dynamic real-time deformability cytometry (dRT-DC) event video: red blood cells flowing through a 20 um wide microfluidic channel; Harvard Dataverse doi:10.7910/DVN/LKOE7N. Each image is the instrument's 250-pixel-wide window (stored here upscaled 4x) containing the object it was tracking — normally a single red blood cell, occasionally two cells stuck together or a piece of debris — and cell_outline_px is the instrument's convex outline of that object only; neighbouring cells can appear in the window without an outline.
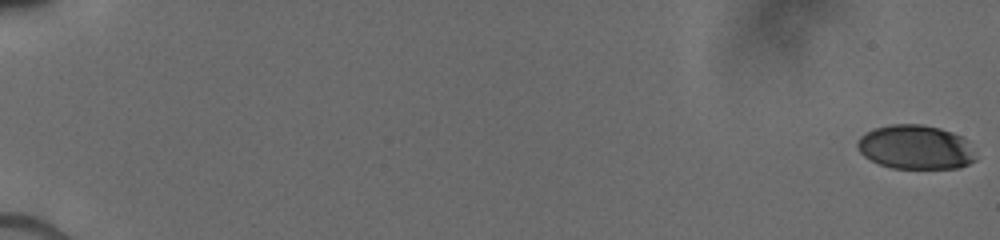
{"species": "human", "species_latin": "Homo sapiens", "temperature_condition": "cold", "stored_images_in_passage": 38, "camera_frame_rate_fps": 3000, "um_per_image_px": 0.085, "donor": {"sex": "male"}, "frame": {"image": 1, "passage_image": 1, "time_ms": 0.0, "image_size_px": [1000, 240], "cell_outline_px": [[976, 160], [968, 164], [956, 168], [892, 168], [880, 164], [864, 156], [860, 152], [856, 144], [856, 140], [860, 136], [876, 128], [892, 124], [920, 124], [940, 128], [952, 132], [960, 136], [964, 140], [976, 156]], "centroid_in_image_um": [77.79, 12.51], "position_along_channel_um": 7.2, "area_um2": 30.11}}
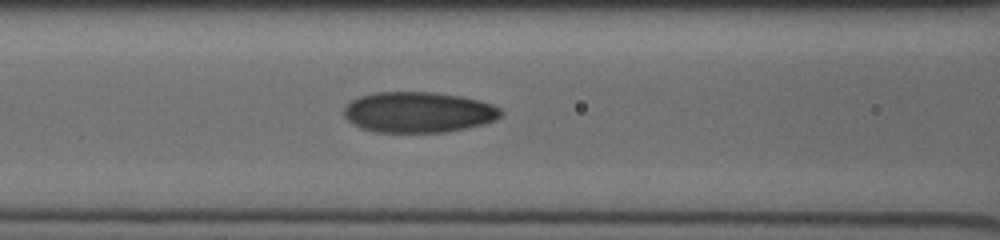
{"frame": {"image": 2, "passage_image": 32, "time_ms": 8.333, "image_size_px": [1000, 240], "cell_outline_px": [[504, 112], [496, 120], [484, 124], [444, 132], [376, 132], [360, 128], [352, 124], [344, 116], [344, 108], [352, 100], [360, 96], [376, 92], [436, 92], [460, 96], [480, 100], [492, 104], [500, 108]], "centroid_in_image_um": [35.57, 9.53], "position_along_channel_um": 131.0, "area_um2": 37.34}}
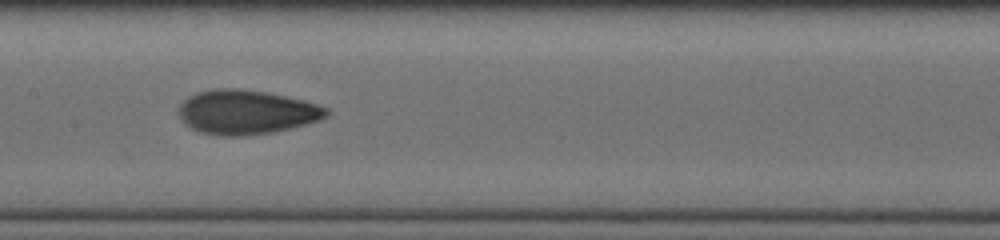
{"frame": {"image": 3, "passage_image": 37, "time_ms": 9.667, "image_size_px": [1000, 240], "cell_outline_px": [[332, 112], [328, 116], [320, 120], [272, 132], [244, 136], [216, 136], [200, 132], [184, 124], [176, 112], [176, 108], [188, 96], [196, 92], [212, 88], [236, 88], [268, 92], [304, 100], [328, 108]], "centroid_in_image_um": [20.9, 9.52], "position_along_channel_um": 186.5, "area_um2": 38.61}}